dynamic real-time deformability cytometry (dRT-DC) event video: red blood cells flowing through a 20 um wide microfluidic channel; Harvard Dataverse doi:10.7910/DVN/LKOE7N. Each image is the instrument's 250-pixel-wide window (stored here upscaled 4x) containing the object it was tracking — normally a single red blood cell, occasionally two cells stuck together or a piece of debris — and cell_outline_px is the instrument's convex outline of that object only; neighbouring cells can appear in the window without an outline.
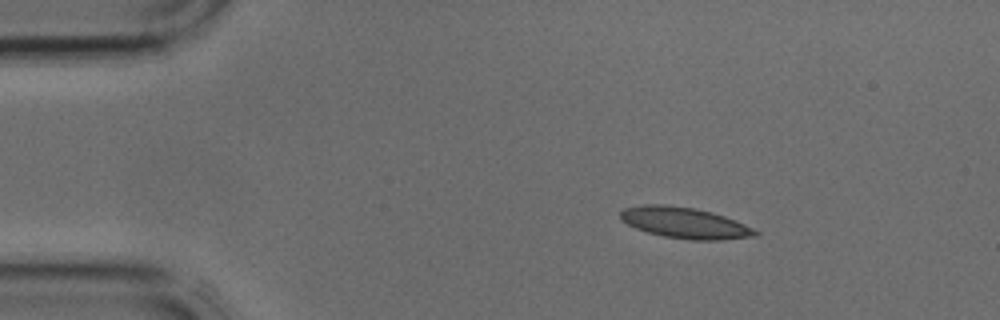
{"species": "common noctule bat (a hibernating species)", "species_latin": "Nyctalus noctula", "temperature_condition": "cold", "stored_images_in_passage": 2, "camera_frame_rate_fps": 3000, "um_per_image_px": 0.085, "animal": {"sex": "male", "body_mass_g": 17.9, "forearm_length_mm": 54.2}, "frame": {"image": 1, "passage_image": 1, "time_ms": 0.0, "image_size_px": [1000, 320], "cell_outline_px": [[760, 232], [756, 236], [720, 240], [692, 240], [664, 236], [648, 232], [636, 228], [620, 220], [620, 212], [624, 208], [644, 204], [664, 204], [692, 208], [712, 212], [736, 220]], "centroid_in_image_um": [58.2, 18.94], "position_along_channel_um": 26.8, "area_um2": 24.28}}